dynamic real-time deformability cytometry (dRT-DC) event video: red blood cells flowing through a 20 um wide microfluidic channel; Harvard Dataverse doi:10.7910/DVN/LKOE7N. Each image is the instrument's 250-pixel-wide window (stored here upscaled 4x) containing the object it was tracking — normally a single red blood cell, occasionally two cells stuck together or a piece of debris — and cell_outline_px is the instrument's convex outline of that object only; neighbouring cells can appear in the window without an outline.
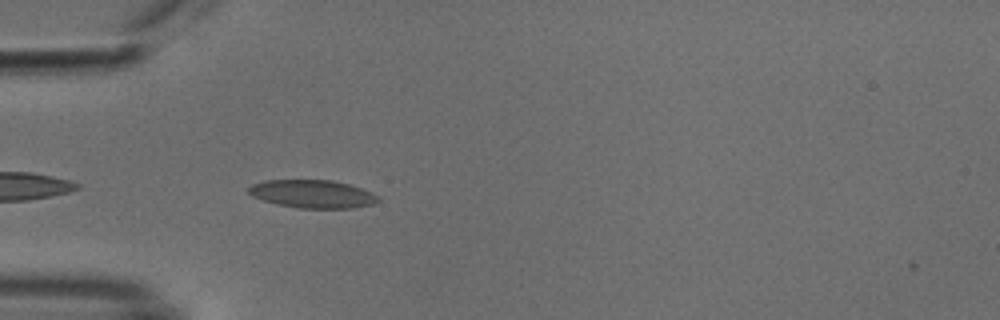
{"species": "common noctule bat (a hibernating species)", "species_latin": "Nyctalus noctula", "temperature_condition": "cold", "stored_images_in_passage": 26, "camera_frame_rate_fps": 3000, "um_per_image_px": 0.085, "animal": {"sex": "male", "body_mass_g": 18.8}, "frame": {"image": 1, "passage_image": 3, "time_ms": 0.667, "image_size_px": [1000, 320], "cell_outline_px": [[380, 200], [372, 204], [352, 208], [296, 208], [264, 200], [252, 196], [248, 192], [248, 188], [252, 184], [264, 180], [332, 180], [348, 184], [360, 188], [380, 196]], "centroid_in_image_um": [26.57, 16.48], "position_along_channel_um": 58.4, "area_um2": 21.04}}
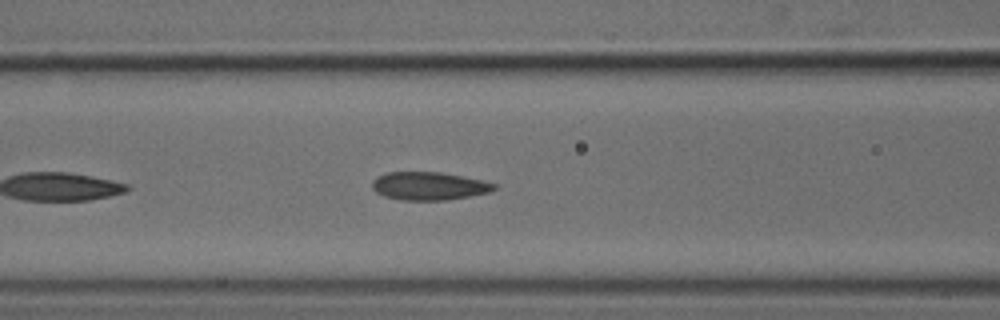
{"frame": {"image": 2, "passage_image": 9, "time_ms": 2.667, "image_size_px": [1000, 320], "cell_outline_px": [[496, 188], [488, 192], [468, 196], [444, 200], [400, 200], [384, 196], [376, 192], [372, 188], [372, 180], [376, 176], [384, 172], [440, 172], [484, 180], [496, 184]], "centroid_in_image_um": [36.41, 15.8], "position_along_channel_um": 130.2, "area_um2": 20.0}}
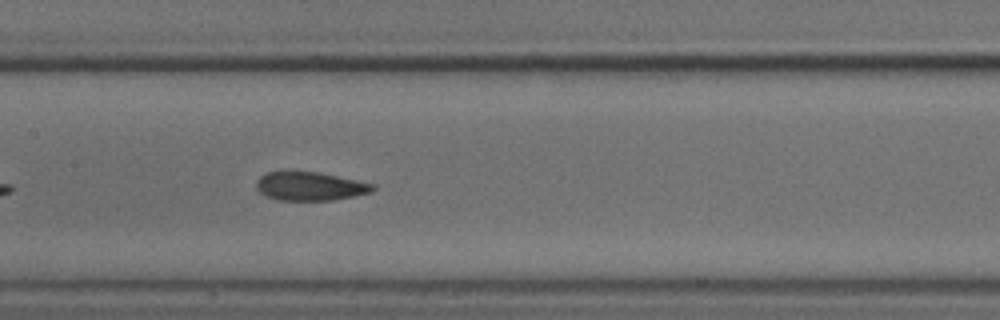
{"frame": {"image": 3, "passage_image": 13, "time_ms": 4.0, "image_size_px": [1000, 320], "cell_outline_px": [[376, 188], [372, 192], [332, 200], [276, 200], [264, 196], [256, 188], [256, 180], [264, 172], [284, 168], [316, 172], [376, 184]], "centroid_in_image_um": [26.25, 15.79], "position_along_channel_um": 181.1, "area_um2": 20.11}}